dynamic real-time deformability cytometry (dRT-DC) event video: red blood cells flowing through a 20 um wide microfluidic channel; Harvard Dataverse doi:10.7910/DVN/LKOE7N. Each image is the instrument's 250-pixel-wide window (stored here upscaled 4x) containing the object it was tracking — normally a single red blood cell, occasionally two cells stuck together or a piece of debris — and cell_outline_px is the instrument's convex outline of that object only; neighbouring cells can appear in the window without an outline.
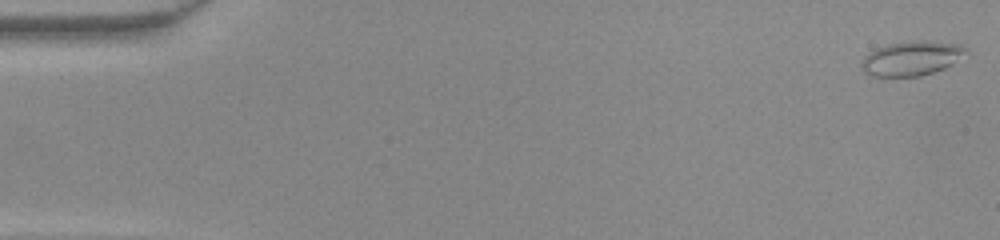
{"species": "common noctule bat (a hibernating species)", "species_latin": "Nyctalus noctula", "temperature_condition": "warm", "stored_images_in_passage": 48, "camera_frame_rate_fps": 3000, "um_per_image_px": 0.085, "animal": {"sex": "female", "body_mass_g": 22.0, "forearm_length_mm": 56.7}, "frame": {"image": 1, "passage_image": 1, "time_ms": 0.0, "image_size_px": [1000, 240], "cell_outline_px": [[968, 52], [952, 64], [944, 68], [920, 76], [872, 76], [864, 72], [860, 68], [860, 64], [864, 56], [868, 52], [876, 48], [888, 44], [916, 40], [928, 40], [960, 44]], "centroid_in_image_um": [77.45, 4.95], "position_along_channel_um": 7.6, "area_um2": 21.04}}
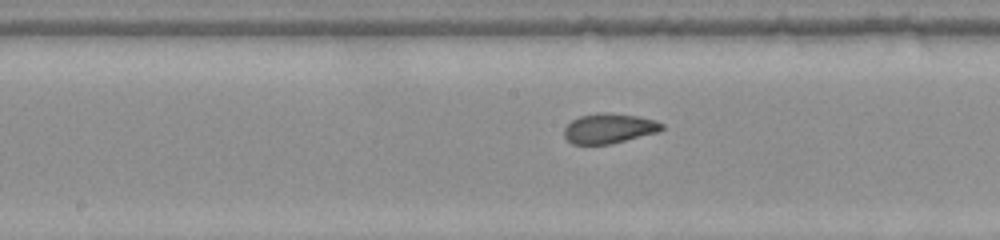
{"frame": {"image": 2, "passage_image": 25, "time_ms": 8.0, "image_size_px": [1000, 240], "cell_outline_px": [[664, 128], [660, 132], [608, 144], [572, 144], [564, 136], [564, 128], [572, 120], [580, 116], [604, 112], [636, 116], [656, 120], [664, 124]], "centroid_in_image_um": [51.79, 10.91], "position_along_channel_um": 196.4, "area_um2": 16.94}}
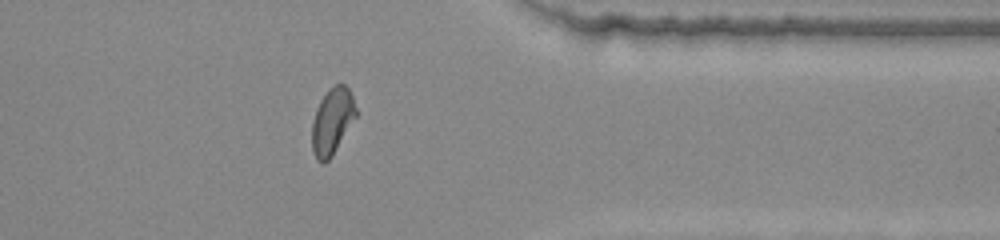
{"frame": {"image": 3, "passage_image": 39, "time_ms": 12.667, "image_size_px": [1000, 240], "cell_outline_px": [[356, 116], [332, 156], [324, 164], [320, 164], [316, 160], [312, 148], [312, 124], [316, 108], [320, 100], [328, 88], [332, 84], [344, 84], [348, 88], [352, 96], [356, 108]], "centroid_in_image_um": [28.22, 10.3], "position_along_channel_um": 383.2, "area_um2": 17.05}}